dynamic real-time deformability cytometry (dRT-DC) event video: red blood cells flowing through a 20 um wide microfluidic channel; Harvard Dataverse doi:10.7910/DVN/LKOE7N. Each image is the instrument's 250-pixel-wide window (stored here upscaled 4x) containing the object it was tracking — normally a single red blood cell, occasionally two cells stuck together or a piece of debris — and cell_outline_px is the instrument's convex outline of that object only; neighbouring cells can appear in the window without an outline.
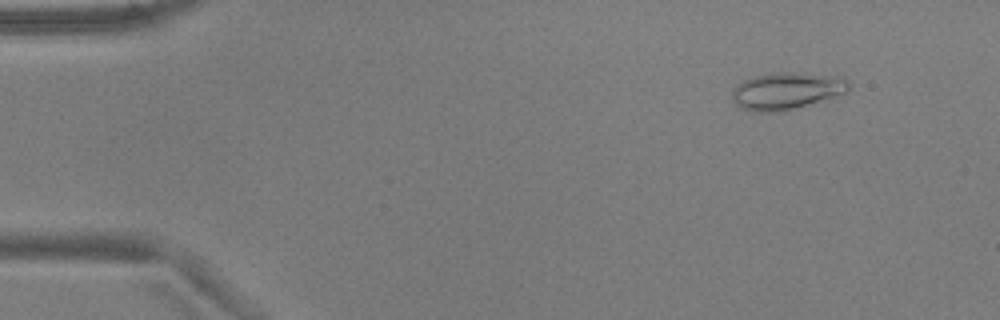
{"species": "common noctule bat (a hibernating species)", "species_latin": "Nyctalus noctula", "temperature_condition": "warm", "stored_images_in_passage": 54, "camera_frame_rate_fps": 3000, "um_per_image_px": 0.085, "animal": {"sex": "male", "body_mass_g": 17.9, "forearm_length_mm": 54.2}, "frame": {"image": 1, "passage_image": 6, "time_ms": 1.667, "image_size_px": [1000, 320], "cell_outline_px": [[848, 92], [784, 112], [752, 112], [740, 108], [736, 104], [732, 96], [732, 88], [736, 84], [744, 80], [756, 76], [784, 72], [844, 76], [848, 84]], "centroid_in_image_um": [66.84, 7.74], "position_along_channel_um": 18.2, "area_um2": 25.2}}
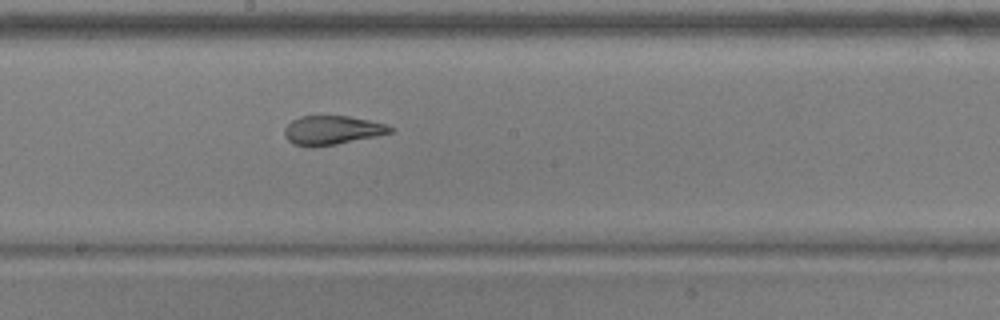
{"frame": {"image": 2, "passage_image": 30, "time_ms": 9.667, "image_size_px": [1000, 320], "cell_outline_px": [[396, 128], [392, 132], [376, 136], [336, 144], [312, 148], [292, 144], [284, 136], [284, 128], [292, 120], [300, 116], [348, 116], [368, 120], [384, 124]], "centroid_in_image_um": [28.19, 11.08], "position_along_channel_um": 220.0, "area_um2": 17.92}}
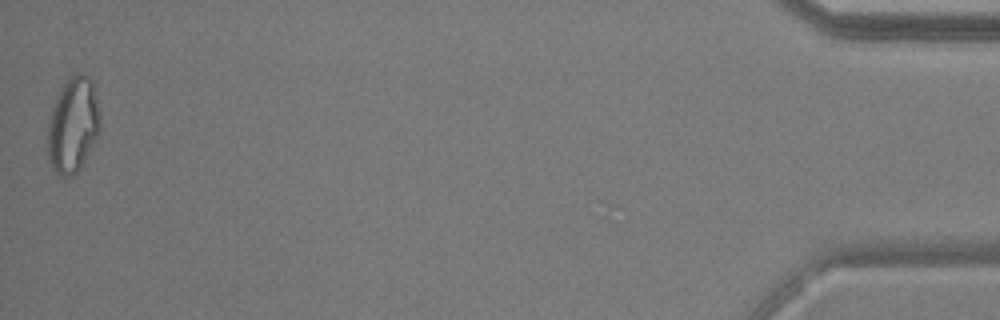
{"frame": {"image": 3, "passage_image": 54, "time_ms": 17.667, "image_size_px": [1000, 320], "cell_outline_px": [[100, 128], [96, 140], [76, 172], [72, 176], [60, 176], [52, 168], [48, 160], [48, 120], [52, 108], [64, 84], [72, 76], [80, 72], [88, 76], [92, 80], [100, 120]], "centroid_in_image_um": [6.19, 10.65], "position_along_channel_um": 429.0, "area_um2": 28.55}}